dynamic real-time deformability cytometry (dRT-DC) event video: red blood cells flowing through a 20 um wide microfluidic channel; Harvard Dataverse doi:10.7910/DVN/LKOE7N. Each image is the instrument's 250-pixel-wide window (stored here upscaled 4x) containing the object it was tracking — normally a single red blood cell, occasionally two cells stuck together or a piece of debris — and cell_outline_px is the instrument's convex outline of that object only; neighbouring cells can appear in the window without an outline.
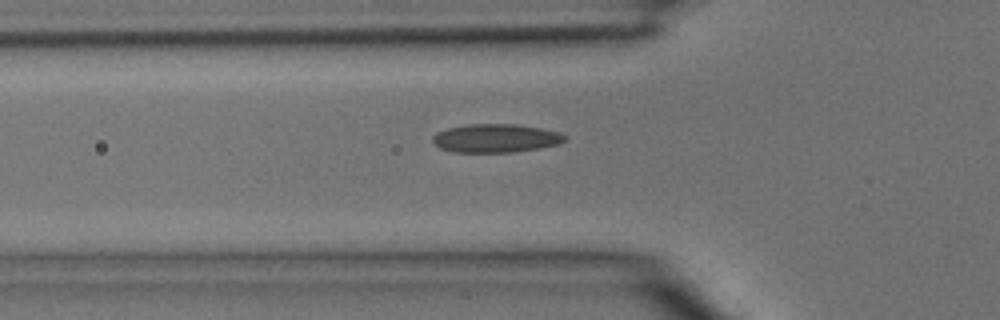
{"species": "common noctule bat (a hibernating species)", "species_latin": "Nyctalus noctula", "temperature_condition": "room temperature", "stored_images_in_passage": 3, "camera_frame_rate_fps": 3000, "um_per_image_px": 0.085, "animal": {"sex": "male", "body_mass_g": 15.6}, "frame": {"image": 1, "passage_image": 3, "time_ms": 0.667, "image_size_px": [1000, 320], "cell_outline_px": [[568, 140], [560, 144], [540, 148], [516, 152], [452, 152], [440, 148], [432, 140], [432, 136], [436, 132], [448, 128], [468, 124], [516, 124], [540, 128], [560, 132]], "centroid_in_image_um": [42.15, 11.75], "position_along_channel_um": 83.6, "area_um2": 22.08}}